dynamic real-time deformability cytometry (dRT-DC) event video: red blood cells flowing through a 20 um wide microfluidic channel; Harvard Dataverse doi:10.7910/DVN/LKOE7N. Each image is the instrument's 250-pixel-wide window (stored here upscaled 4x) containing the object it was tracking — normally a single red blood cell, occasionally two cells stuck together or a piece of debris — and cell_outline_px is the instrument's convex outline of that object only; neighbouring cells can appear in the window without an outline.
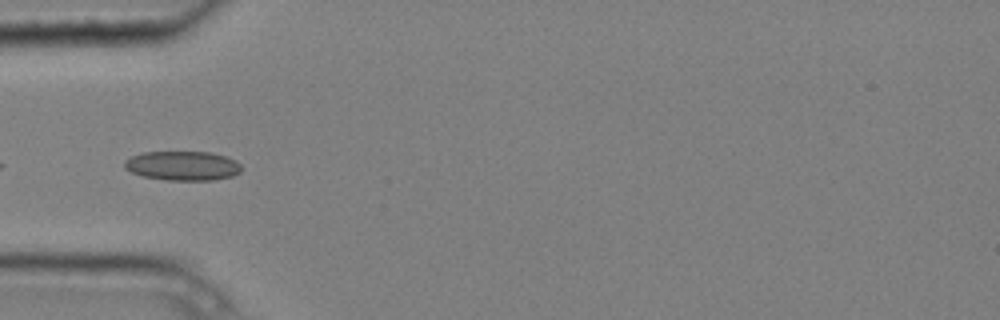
{"species": "common noctule bat (a hibernating species)", "species_latin": "Nyctalus noctula", "temperature_condition": "cold", "stored_images_in_passage": 6, "camera_frame_rate_fps": 3000, "um_per_image_px": 0.085, "animal": {"sex": "male", "body_mass_g": 20.4}, "frame": {"image": 1, "passage_image": 4, "time_ms": 1.0, "image_size_px": [1000, 320], "cell_outline_px": [[244, 168], [240, 172], [232, 176], [212, 180], [164, 180], [144, 176], [132, 172], [124, 168], [124, 160], [132, 156], [144, 152], [212, 152], [228, 156], [236, 160]], "centroid_in_image_um": [15.57, 14.08], "position_along_channel_um": 69.4, "area_um2": 20.17}}
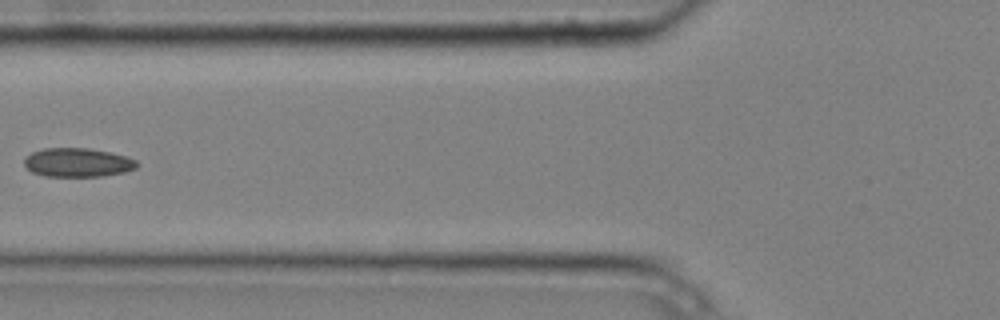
{"frame": {"image": 2, "passage_image": 5, "time_ms": 1.333, "image_size_px": [1000, 320], "cell_outline_px": [[136, 168], [124, 172], [104, 176], [44, 176], [32, 172], [24, 164], [24, 160], [32, 152], [44, 148], [88, 148], [112, 152], [128, 156], [136, 160]], "centroid_in_image_um": [6.62, 13.8], "position_along_channel_um": 119.2, "area_um2": 18.96}}
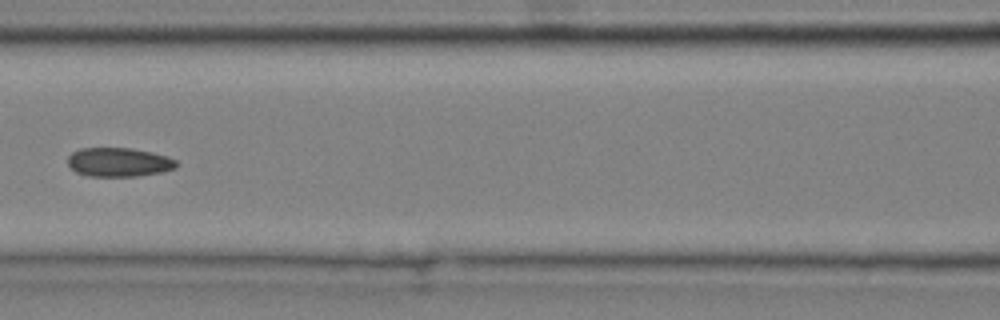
{"frame": {"image": 3, "passage_image": 6, "time_ms": 1.667, "image_size_px": [1000, 320], "cell_outline_px": [[180, 164], [176, 168], [160, 172], [136, 176], [88, 176], [76, 172], [68, 164], [68, 156], [72, 152], [80, 148], [132, 148], [152, 152], [168, 156], [176, 160]], "centroid_in_image_um": [10.12, 13.78], "position_along_channel_um": 156.5, "area_um2": 18.44}}